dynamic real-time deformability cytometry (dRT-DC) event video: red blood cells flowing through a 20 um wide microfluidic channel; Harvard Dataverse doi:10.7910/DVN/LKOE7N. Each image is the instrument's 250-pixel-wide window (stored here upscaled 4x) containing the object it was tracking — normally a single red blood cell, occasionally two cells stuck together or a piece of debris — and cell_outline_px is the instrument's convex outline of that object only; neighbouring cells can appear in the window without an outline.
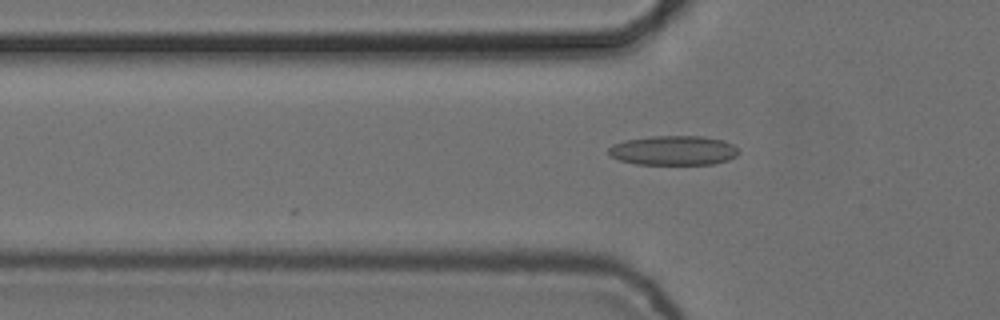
{"species": "common noctule bat (a hibernating species)", "species_latin": "Nyctalus noctula", "temperature_condition": "cold", "stored_images_in_passage": 8, "camera_frame_rate_fps": 3000, "um_per_image_px": 0.085, "animal": {"sex": "female", "body_mass_g": 24.6, "forearm_length_mm": 56.2}, "frame": {"image": 1, "passage_image": 5, "time_ms": 1.333, "image_size_px": [1000, 320], "cell_outline_px": [[740, 152], [736, 156], [728, 160], [716, 164], [636, 164], [620, 160], [612, 156], [608, 152], [608, 148], [612, 144], [624, 140], [652, 136], [704, 136], [724, 140], [732, 144]], "centroid_in_image_um": [57.26, 12.78], "position_along_channel_um": 68.5, "area_um2": 22.48}}
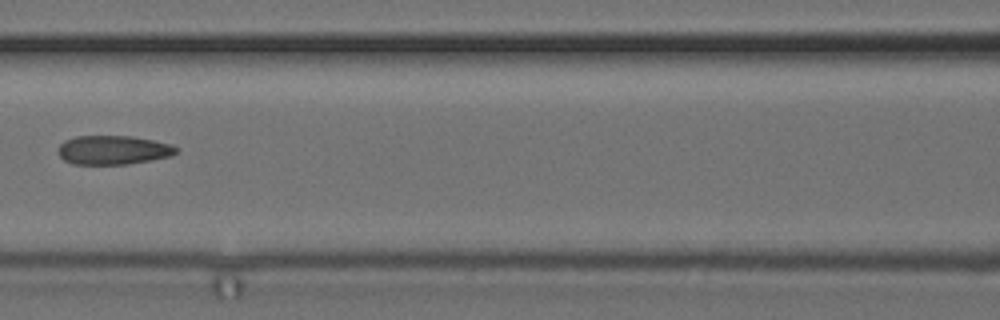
{"frame": {"image": 2, "passage_image": 7, "time_ms": 2.0, "image_size_px": [1000, 320], "cell_outline_px": [[180, 148], [172, 156], [152, 160], [128, 164], [72, 164], [64, 160], [56, 152], [60, 144], [64, 140], [76, 136], [132, 136], [172, 144]], "centroid_in_image_um": [9.62, 12.75], "position_along_channel_um": 157.0, "area_um2": 20.17}}
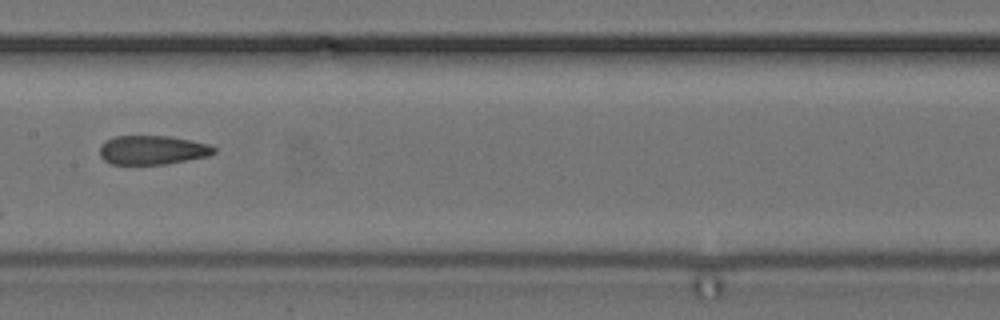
{"frame": {"image": 3, "passage_image": 8, "time_ms": 2.333, "image_size_px": [1000, 320], "cell_outline_px": [[216, 152], [208, 156], [168, 164], [112, 164], [104, 160], [100, 156], [100, 148], [108, 140], [116, 136], [168, 136], [208, 144], [216, 148]], "centroid_in_image_um": [12.98, 12.76], "position_along_channel_um": 194.4, "area_um2": 19.13}}